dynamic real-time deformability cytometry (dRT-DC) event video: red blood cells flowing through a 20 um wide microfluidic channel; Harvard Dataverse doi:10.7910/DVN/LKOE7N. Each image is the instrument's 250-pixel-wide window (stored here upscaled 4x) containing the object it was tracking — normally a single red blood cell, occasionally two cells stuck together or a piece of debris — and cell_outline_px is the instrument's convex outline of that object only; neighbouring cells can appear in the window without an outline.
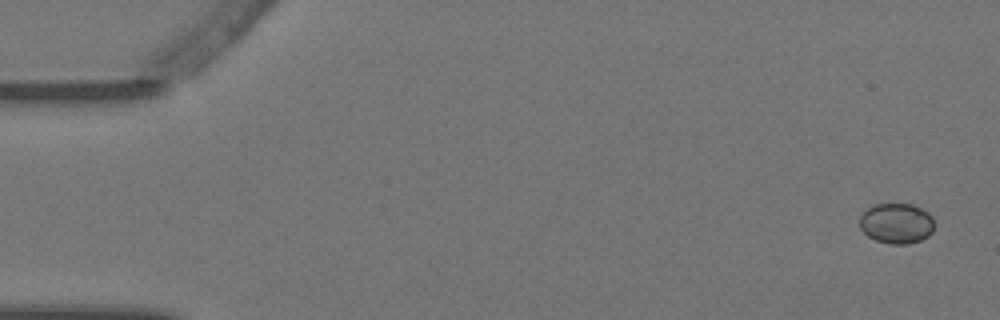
{"species": "Egyptian fruit bat (a non-hibernating species)", "species_latin": "Rousettus aegyptiacus", "temperature_condition": "warm", "stored_images_in_passage": 6, "camera_frame_rate_fps": 3000, "um_per_image_px": 0.085, "animal": {"sex": "female"}, "frame": {"image": 1, "passage_image": 1, "time_ms": 0.0, "image_size_px": [1000, 320], "cell_outline_px": [[932, 232], [928, 236], [920, 240], [908, 244], [888, 244], [876, 240], [868, 236], [860, 228], [860, 216], [868, 208], [876, 204], [912, 204], [928, 212], [932, 216]], "centroid_in_image_um": [76.19, 18.99], "position_along_channel_um": 8.8, "area_um2": 17.46}}